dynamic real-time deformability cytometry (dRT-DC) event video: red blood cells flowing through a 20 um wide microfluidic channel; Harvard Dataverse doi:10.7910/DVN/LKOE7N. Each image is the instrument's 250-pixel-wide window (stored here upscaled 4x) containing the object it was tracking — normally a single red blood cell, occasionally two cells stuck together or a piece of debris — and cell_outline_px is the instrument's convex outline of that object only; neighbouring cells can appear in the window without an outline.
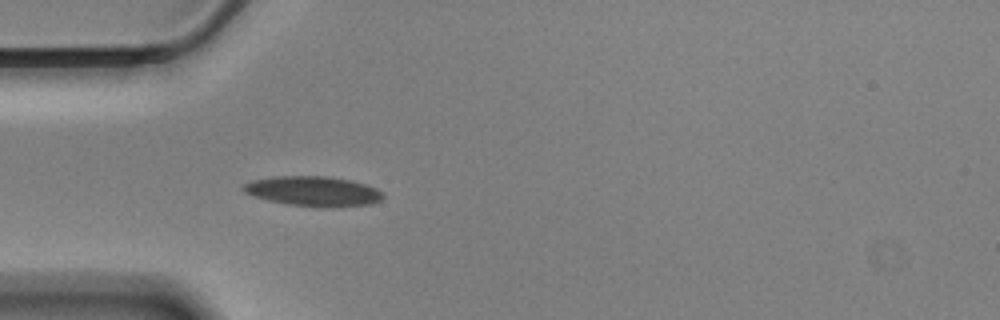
{"species": "Egyptian fruit bat (a non-hibernating species)", "species_latin": "Rousettus aegyptiacus", "temperature_condition": "cold", "stored_images_in_passage": 37, "camera_frame_rate_fps": 3000, "um_per_image_px": 0.085, "animal": {"sex": "male"}, "frame": {"image": 1, "passage_image": 1, "time_ms": 0.0, "image_size_px": [1000, 320], "cell_outline_px": [[384, 196], [380, 200], [372, 204], [336, 208], [320, 208], [288, 204], [268, 200], [244, 192], [240, 188], [244, 184], [252, 180], [272, 176], [324, 176], [348, 180], [364, 184], [376, 188]], "centroid_in_image_um": [26.62, 16.27], "position_along_channel_um": 58.4, "area_um2": 24.45}}
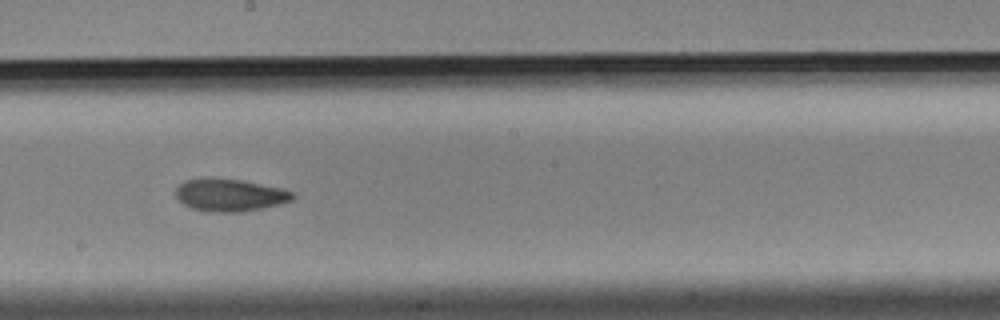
{"frame": {"image": 2, "passage_image": 16, "time_ms": 5.0, "image_size_px": [1000, 320], "cell_outline_px": [[296, 196], [292, 200], [280, 204], [240, 212], [212, 212], [192, 208], [184, 204], [176, 196], [176, 188], [184, 180], [204, 176], [244, 180], [284, 188], [296, 192]], "centroid_in_image_um": [19.56, 16.54], "position_along_channel_um": 228.6, "area_um2": 22.6}}
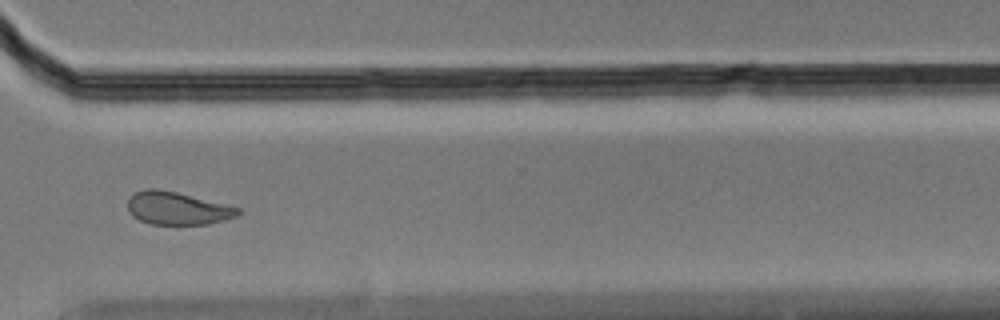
{"frame": {"image": 3, "passage_image": 27, "time_ms": 8.667, "image_size_px": [1000, 320], "cell_outline_px": [[240, 212], [236, 216], [224, 220], [208, 224], [148, 224], [132, 216], [128, 212], [128, 200], [136, 192], [144, 188], [156, 188], [176, 192], [240, 208]], "centroid_in_image_um": [15.03, 17.71], "position_along_channel_um": 355.6, "area_um2": 20.92}, "authors_computed_cell_mechanics": {"area_um2": 22.253, "velocity_mm_per_s": 3.4628, "shape_relaxation_time_tau1_ms": 10.4474, "shape_relaxation_time_tau2_ms": 3.3351, "deformation_change_tau1": 0.1834, "deformation_change_tau2": 0.0955}}